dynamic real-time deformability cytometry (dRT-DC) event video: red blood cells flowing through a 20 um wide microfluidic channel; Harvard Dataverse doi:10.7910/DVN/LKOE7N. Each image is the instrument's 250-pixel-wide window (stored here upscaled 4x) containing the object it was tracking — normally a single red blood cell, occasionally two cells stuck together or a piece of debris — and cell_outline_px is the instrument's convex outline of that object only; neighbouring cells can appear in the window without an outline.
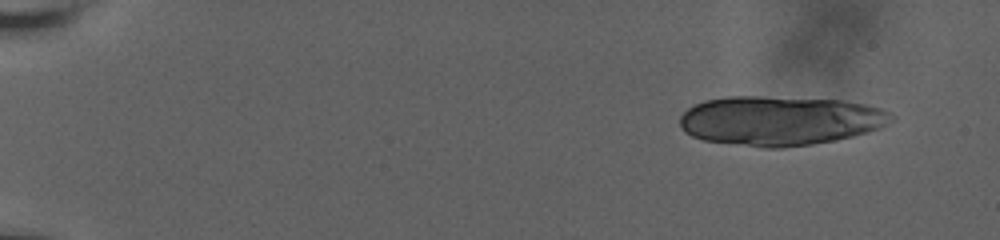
{"species": "human", "species_latin": "Homo sapiens", "temperature_condition": "room temperature", "stored_images_in_passage": 29, "camera_frame_rate_fps": 3000, "um_per_image_px": 0.085, "donor": {"sex": "male"}, "frame": {"image": 1, "passage_image": 1, "time_ms": 0.0, "image_size_px": [1000, 240], "cell_outline_px": [[896, 116], [880, 128], [868, 132], [836, 140], [812, 144], [780, 148], [764, 148], [704, 140], [692, 136], [684, 132], [680, 128], [680, 116], [688, 108], [704, 100], [728, 96], [760, 96], [844, 100], [864, 104], [880, 108], [892, 112]], "centroid_in_image_um": [66.29, 10.25], "position_along_channel_um": 18.7, "area_um2": 61.21}}
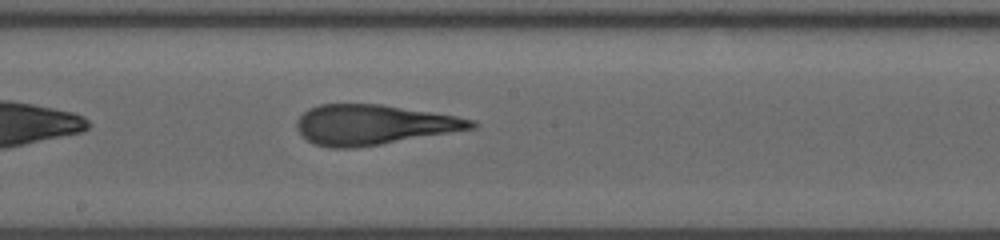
{"frame": {"image": 2, "passage_image": 17, "time_ms": 10.0, "image_size_px": [1000, 240], "cell_outline_px": [[476, 128], [380, 144], [348, 148], [332, 148], [316, 144], [308, 140], [296, 128], [296, 120], [308, 108], [320, 104], [380, 104], [456, 116], [472, 120], [476, 124]], "centroid_in_image_um": [31.71, 10.59], "position_along_channel_um": 216.5, "area_um2": 40.17}}
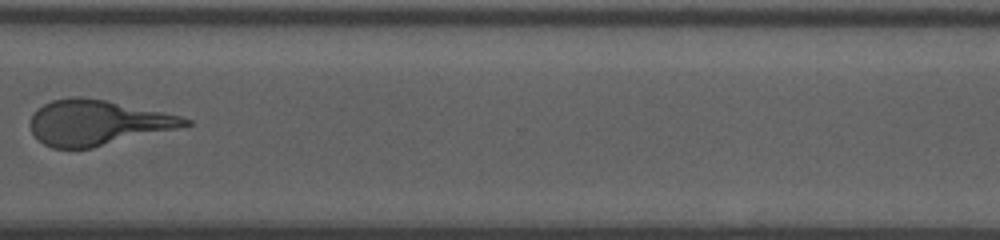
{"frame": {"image": 3, "passage_image": 23, "time_ms": 14.0, "image_size_px": [1000, 240], "cell_outline_px": [[192, 124], [176, 128], [92, 148], [52, 148], [44, 144], [32, 132], [28, 124], [36, 108], [52, 100], [72, 96], [80, 96], [104, 100], [180, 116], [192, 120]], "centroid_in_image_um": [8.21, 10.42], "position_along_channel_um": 362.4, "area_um2": 40.23}, "authors_computed_cell_mechanics": {"area_um2": 40.8068, "velocity_mm_per_s": 3.6545, "shape_relaxation_time_tau1_ms": 5.3574, "shape_relaxation_time_tau2_ms": 1.9754, "deformation_change_tau1": 0.2413, "deformation_change_tau2": 0.1298}}